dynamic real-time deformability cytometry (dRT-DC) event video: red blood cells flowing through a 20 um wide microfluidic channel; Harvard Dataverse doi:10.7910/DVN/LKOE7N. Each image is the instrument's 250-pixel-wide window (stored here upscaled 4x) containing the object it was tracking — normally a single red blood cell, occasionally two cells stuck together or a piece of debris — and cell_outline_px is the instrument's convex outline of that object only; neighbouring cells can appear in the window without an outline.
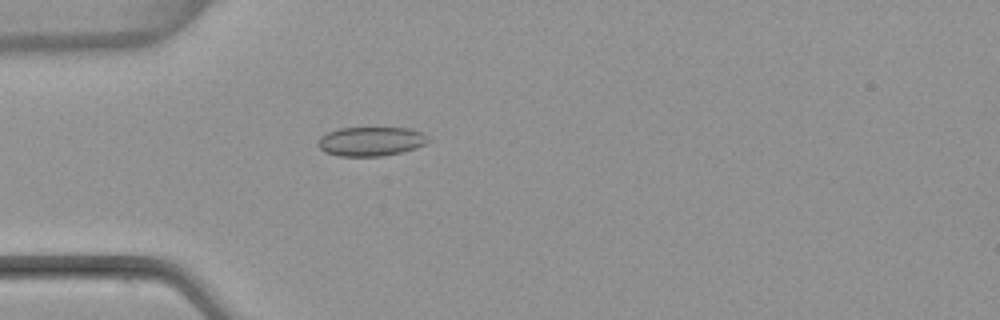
{"species": "common noctule bat (a hibernating species)", "species_latin": "Nyctalus noctula", "temperature_condition": "warm", "stored_images_in_passage": 3, "camera_frame_rate_fps": 3000, "um_per_image_px": 0.085, "animal": {"sex": "female", "body_mass_g": 22.7, "forearm_length_mm": 54.2}, "frame": {"image": 1, "passage_image": 3, "time_ms": 2.333, "image_size_px": [1000, 320], "cell_outline_px": [[428, 140], [424, 144], [416, 148], [384, 156], [340, 156], [324, 152], [316, 144], [320, 136], [328, 132], [340, 128], [408, 128], [424, 132], [428, 136]], "centroid_in_image_um": [31.51, 12.01], "position_along_channel_um": 53.5, "area_um2": 18.79}}